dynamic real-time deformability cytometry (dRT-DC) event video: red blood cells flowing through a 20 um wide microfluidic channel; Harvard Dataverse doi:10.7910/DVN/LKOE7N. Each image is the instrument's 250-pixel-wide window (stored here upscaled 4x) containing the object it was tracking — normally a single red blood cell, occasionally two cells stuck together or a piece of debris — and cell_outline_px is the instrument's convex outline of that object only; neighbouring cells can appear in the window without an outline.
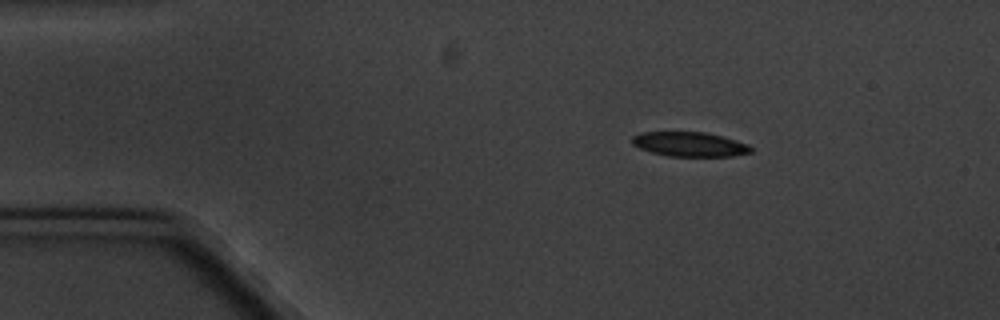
{"species": "common noctule bat (a hibernating species)", "species_latin": "Nyctalus noctula", "temperature_condition": "cold", "stored_images_in_passage": 3, "camera_frame_rate_fps": 3000, "um_per_image_px": 0.085, "animal": {"sex": "male", "body_mass_g": 20.1, "forearm_length_mm": 53.5}, "frame": {"image": 1, "passage_image": 1, "time_ms": 0.0, "image_size_px": [1000, 320], "cell_outline_px": [[752, 152], [732, 156], [668, 156], [652, 152], [640, 148], [632, 144], [632, 136], [640, 132], [708, 132], [748, 144], [752, 148]], "centroid_in_image_um": [58.61, 12.25], "position_along_channel_um": 26.4, "area_um2": 16.94}}